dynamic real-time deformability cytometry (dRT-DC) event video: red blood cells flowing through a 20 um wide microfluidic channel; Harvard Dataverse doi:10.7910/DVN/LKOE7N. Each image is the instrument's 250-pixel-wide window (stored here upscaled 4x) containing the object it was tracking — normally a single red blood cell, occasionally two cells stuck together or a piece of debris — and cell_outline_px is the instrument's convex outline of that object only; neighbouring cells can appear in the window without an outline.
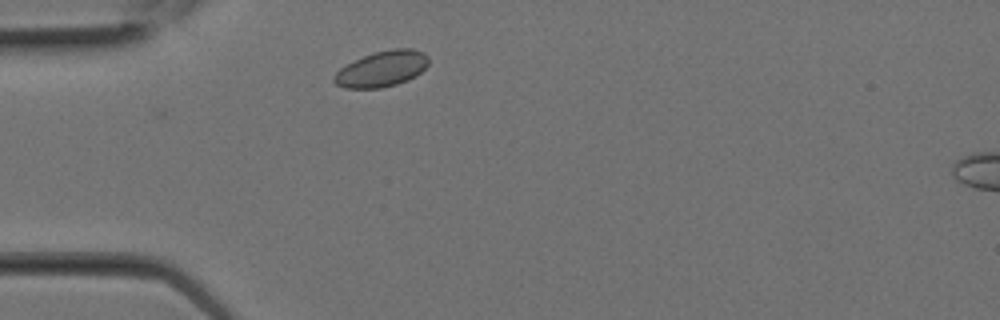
{"species": "Egyptian fruit bat (a non-hibernating species)", "species_latin": "Rousettus aegyptiacus", "temperature_condition": "room temperature", "stored_images_in_passage": 2, "camera_frame_rate_fps": 3000, "um_per_image_px": 0.085, "animal": {"sex": "female"}, "frame": {"image": 1, "passage_image": 2, "time_ms": 0.333, "image_size_px": [1000, 320], "cell_outline_px": [[428, 64], [416, 76], [408, 80], [396, 84], [380, 88], [344, 88], [336, 84], [332, 80], [332, 76], [340, 68], [372, 52], [392, 48], [412, 48], [424, 52], [428, 56]], "centroid_in_image_um": [32.46, 5.85], "position_along_channel_um": 52.5, "area_um2": 19.77}}